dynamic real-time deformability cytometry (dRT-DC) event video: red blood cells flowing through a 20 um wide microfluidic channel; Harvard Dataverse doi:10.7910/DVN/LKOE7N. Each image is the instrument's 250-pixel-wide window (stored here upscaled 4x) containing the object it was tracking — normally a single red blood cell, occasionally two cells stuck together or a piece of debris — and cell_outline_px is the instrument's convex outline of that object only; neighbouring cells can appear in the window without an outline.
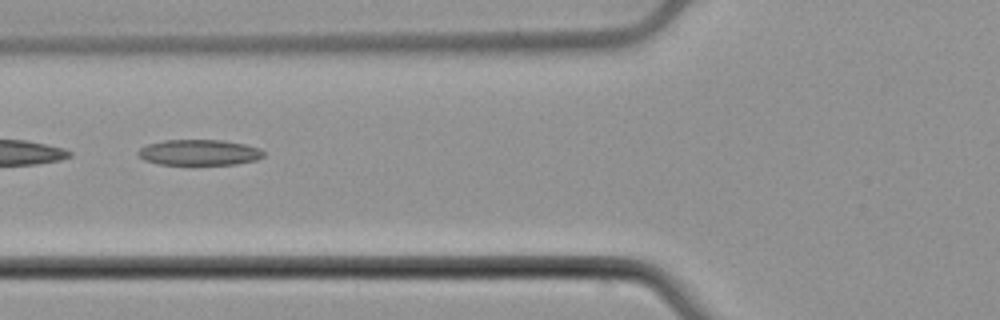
{"species": "common noctule bat (a hibernating species)", "species_latin": "Nyctalus noctula", "temperature_condition": "cold", "stored_images_in_passage": 35, "camera_frame_rate_fps": 3000, "um_per_image_px": 0.085, "animal": {"sex": "male", "body_mass_g": 21.5, "forearm_length_mm": 52.0}, "frame": {"image": 1, "passage_image": 6, "time_ms": 1.667, "image_size_px": [1000, 320], "cell_outline_px": [[264, 156], [256, 160], [236, 164], [160, 164], [144, 160], [136, 152], [140, 148], [148, 144], [164, 140], [224, 140], [244, 144], [260, 148], [264, 152]], "centroid_in_image_um": [16.94, 12.95], "position_along_channel_um": 108.9, "area_um2": 18.73}, "authors_computed_cell_mechanics": {"area_um2": 18.6694, "velocity_mm_per_s": 3.8006, "shape_relaxation_time_tau1_ms": 8.1828, "shape_relaxation_time_tau2_ms": null, "deformation_change_tau1": 0.1224, "deformation_change_tau2": null}}